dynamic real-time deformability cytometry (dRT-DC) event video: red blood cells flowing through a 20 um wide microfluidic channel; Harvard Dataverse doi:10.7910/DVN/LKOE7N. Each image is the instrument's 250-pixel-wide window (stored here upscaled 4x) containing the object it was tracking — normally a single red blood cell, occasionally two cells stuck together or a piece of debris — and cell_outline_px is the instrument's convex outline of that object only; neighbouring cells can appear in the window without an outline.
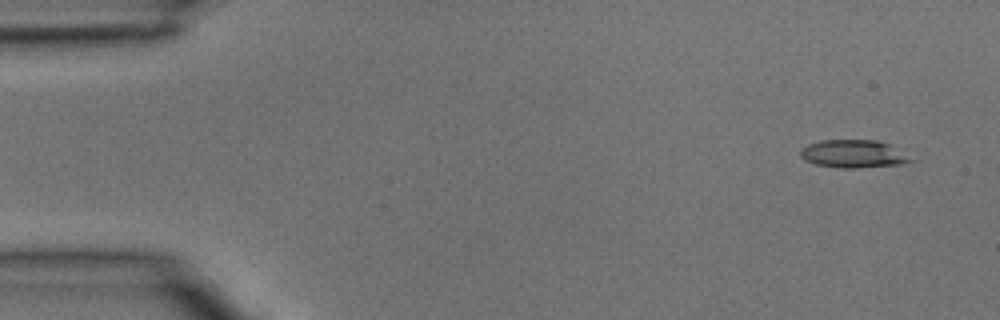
{"species": "common noctule bat (a hibernating species)", "species_latin": "Nyctalus noctula", "temperature_condition": "room temperature", "stored_images_in_passage": 4, "camera_frame_rate_fps": 3000, "um_per_image_px": 0.085, "animal": {"sex": "male", "body_mass_g": 15.6}, "frame": {"image": 1, "passage_image": 1, "time_ms": 0.0, "image_size_px": [1000, 320], "cell_outline_px": [[912, 160], [900, 164], [856, 168], [840, 168], [816, 164], [804, 160], [800, 156], [800, 152], [808, 144], [820, 140], [876, 140], [888, 144]], "centroid_in_image_um": [72.45, 13.08], "position_along_channel_um": 12.6, "area_um2": 17.46}}